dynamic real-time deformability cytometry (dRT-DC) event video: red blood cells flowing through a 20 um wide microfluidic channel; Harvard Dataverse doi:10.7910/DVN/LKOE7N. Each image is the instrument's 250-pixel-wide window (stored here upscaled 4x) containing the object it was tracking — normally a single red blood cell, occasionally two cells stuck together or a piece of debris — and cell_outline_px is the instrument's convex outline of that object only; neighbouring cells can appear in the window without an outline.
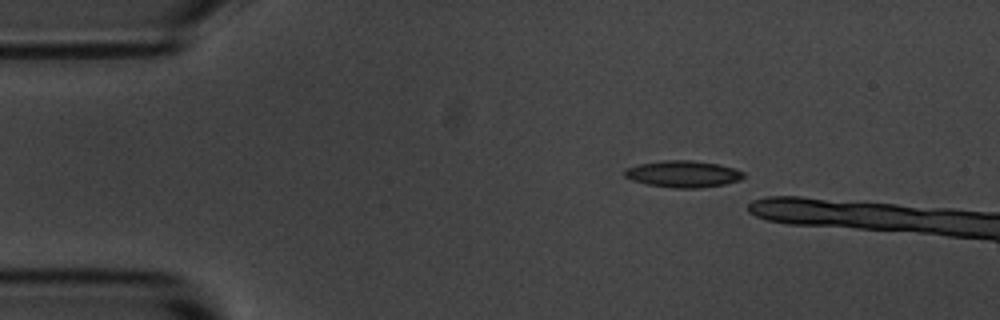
{"species": "common noctule bat (a hibernating species)", "species_latin": "Nyctalus noctula", "temperature_condition": "room temperature", "stored_images_in_passage": 13, "camera_frame_rate_fps": 3000, "um_per_image_px": 0.085, "animal": {"sex": "male", "body_mass_g": 20.1, "forearm_length_mm": 53.5}, "frame": {"image": 1, "passage_image": 8, "time_ms": 2.333, "image_size_px": [1000, 320], "cell_outline_px": [[744, 176], [740, 180], [724, 184], [700, 188], [676, 188], [648, 184], [632, 180], [624, 176], [624, 168], [640, 164], [664, 160], [692, 160], [716, 164], [732, 168], [744, 172]], "centroid_in_image_um": [58.04, 14.79], "position_along_channel_um": 27.0, "area_um2": 18.32}}